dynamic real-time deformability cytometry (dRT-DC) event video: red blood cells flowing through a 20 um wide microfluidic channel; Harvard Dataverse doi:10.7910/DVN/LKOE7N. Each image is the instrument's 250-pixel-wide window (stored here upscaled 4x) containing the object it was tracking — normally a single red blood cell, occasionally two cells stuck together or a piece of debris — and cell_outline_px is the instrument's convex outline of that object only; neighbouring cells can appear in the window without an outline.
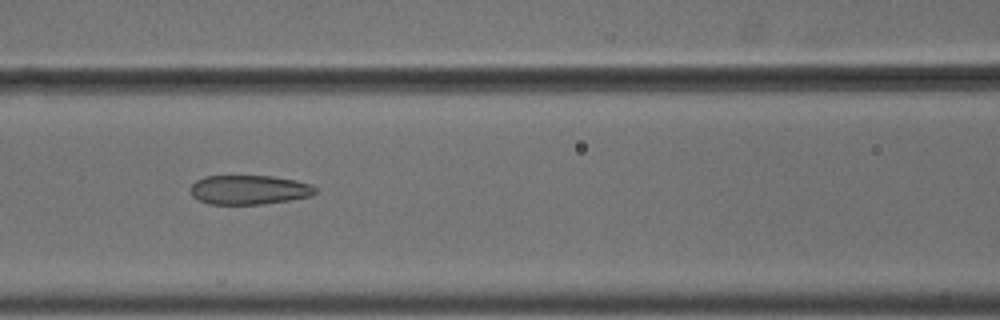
{"species": "common noctule bat (a hibernating species)", "species_latin": "Nyctalus noctula", "temperature_condition": "cold", "stored_images_in_passage": 13, "camera_frame_rate_fps": 3000, "um_per_image_px": 0.085, "animal": {"sex": "male", "body_mass_g": 18.8}, "frame": {"image": 1, "passage_image": 6, "time_ms": 1.667, "image_size_px": [1000, 320], "cell_outline_px": [[316, 192], [312, 196], [292, 200], [264, 204], [208, 204], [192, 196], [192, 184], [196, 180], [204, 176], [272, 176], [296, 180], [308, 184], [316, 188]], "centroid_in_image_um": [21.19, 16.13], "position_along_channel_um": 145.4, "area_um2": 21.33}}
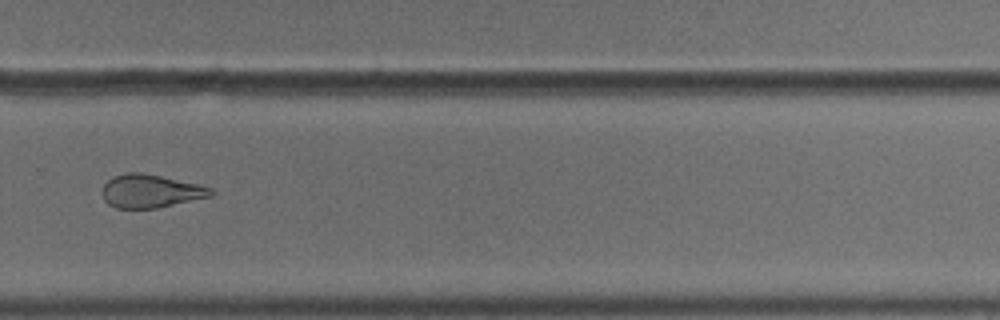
{"frame": {"image": 2, "passage_image": 10, "time_ms": 3.0, "image_size_px": [1000, 320], "cell_outline_px": [[216, 192], [212, 196], [156, 208], [116, 208], [108, 204], [104, 200], [100, 192], [104, 184], [112, 176], [128, 172], [140, 172], [200, 184], [212, 188]], "centroid_in_image_um": [12.79, 16.24], "position_along_channel_um": 317.0, "area_um2": 21.21}}
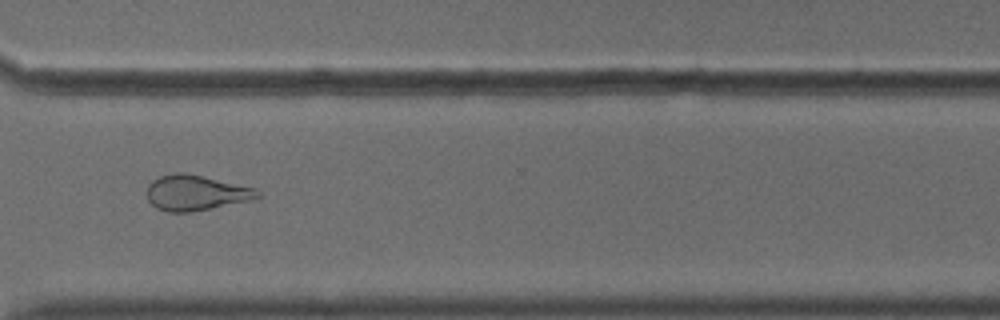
{"frame": {"image": 3, "passage_image": 11, "time_ms": 3.333, "image_size_px": [1000, 320], "cell_outline_px": [[260, 196], [248, 200], [192, 212], [168, 212], [156, 208], [148, 200], [148, 184], [152, 180], [160, 176], [172, 172], [184, 172], [204, 176], [256, 188], [260, 192]], "centroid_in_image_um": [16.61, 16.37], "position_along_channel_um": 354.0, "area_um2": 22.72}}